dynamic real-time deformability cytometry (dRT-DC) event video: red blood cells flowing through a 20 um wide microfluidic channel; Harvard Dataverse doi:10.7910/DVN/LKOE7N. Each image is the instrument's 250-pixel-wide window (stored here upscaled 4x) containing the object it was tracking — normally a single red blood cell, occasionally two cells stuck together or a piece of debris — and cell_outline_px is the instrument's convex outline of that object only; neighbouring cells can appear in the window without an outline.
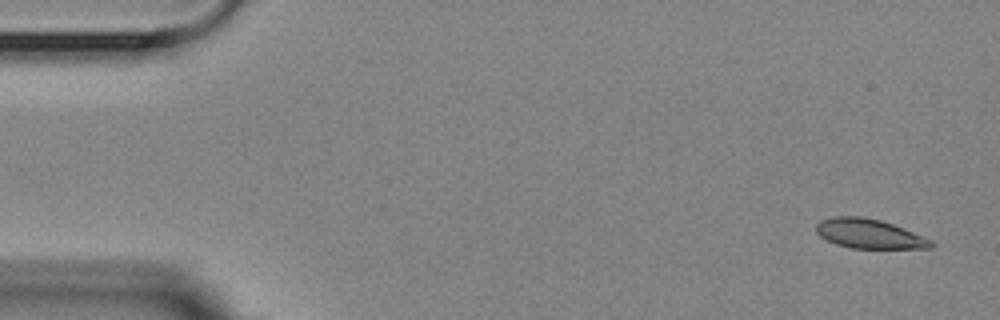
{"species": "Egyptian fruit bat (a non-hibernating species)", "species_latin": "Rousettus aegyptiacus", "temperature_condition": "room temperature", "stored_images_in_passage": 5, "camera_frame_rate_fps": 3000, "um_per_image_px": 0.085, "animal": {"sex": "female"}, "frame": {"image": 1, "passage_image": 1, "time_ms": 0.0, "image_size_px": [1000, 320], "cell_outline_px": [[932, 248], [852, 248], [836, 244], [820, 236], [816, 232], [816, 224], [820, 220], [832, 216], [860, 216], [880, 220], [892, 224], [924, 236], [932, 240]], "centroid_in_image_um": [73.86, 19.86], "position_along_channel_um": 11.1, "area_um2": 19.59}}
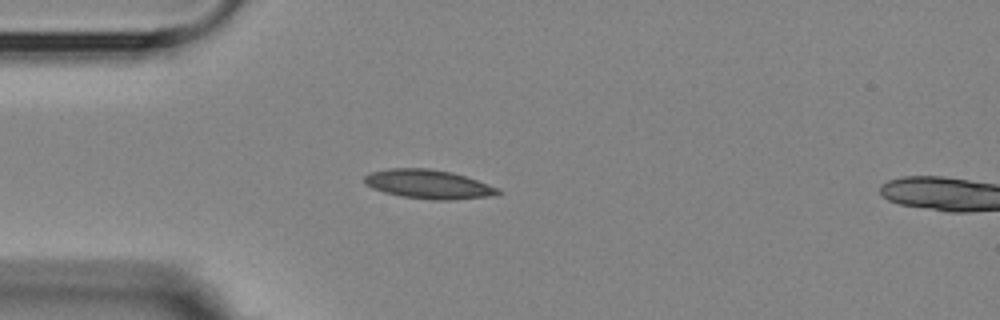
{"frame": {"image": 2, "passage_image": 4, "time_ms": 4.0, "image_size_px": [1000, 320], "cell_outline_px": [[500, 192], [496, 196], [456, 200], [432, 200], [400, 196], [384, 192], [372, 188], [364, 184], [364, 176], [372, 172], [388, 168], [428, 168], [452, 172], [500, 188]], "centroid_in_image_um": [36.43, 15.67], "position_along_channel_um": 48.6, "area_um2": 22.77}}